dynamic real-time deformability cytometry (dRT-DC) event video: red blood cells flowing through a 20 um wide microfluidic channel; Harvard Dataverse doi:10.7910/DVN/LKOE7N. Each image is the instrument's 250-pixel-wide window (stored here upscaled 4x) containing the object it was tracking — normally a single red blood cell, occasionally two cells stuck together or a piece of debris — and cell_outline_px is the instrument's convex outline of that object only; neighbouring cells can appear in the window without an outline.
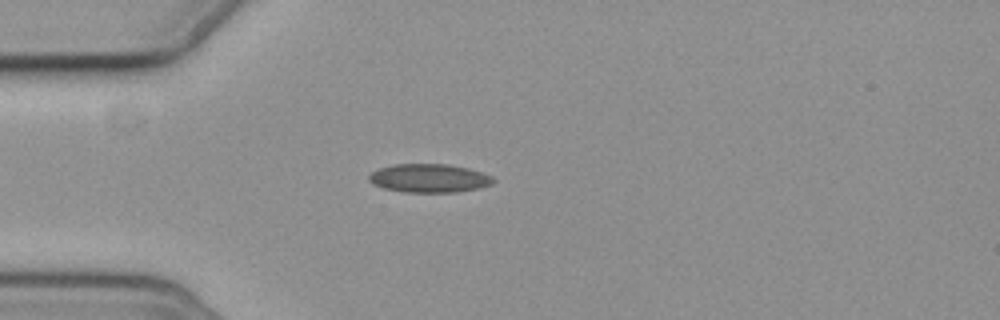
{"species": "common noctule bat (a hibernating species)", "species_latin": "Nyctalus noctula", "temperature_condition": "cold", "stored_images_in_passage": 4, "camera_frame_rate_fps": 3000, "um_per_image_px": 0.085, "animal": {"sex": "female", "body_mass_g": 19.3, "forearm_length_mm": 54.1}, "frame": {"image": 1, "passage_image": 4, "time_ms": 3.333, "image_size_px": [1000, 320], "cell_outline_px": [[496, 180], [492, 184], [476, 188], [456, 192], [404, 192], [384, 188], [372, 184], [368, 180], [368, 176], [372, 172], [380, 168], [392, 164], [448, 164], [468, 168], [492, 176]], "centroid_in_image_um": [36.46, 15.14], "position_along_channel_um": 48.5, "area_um2": 20.63}}